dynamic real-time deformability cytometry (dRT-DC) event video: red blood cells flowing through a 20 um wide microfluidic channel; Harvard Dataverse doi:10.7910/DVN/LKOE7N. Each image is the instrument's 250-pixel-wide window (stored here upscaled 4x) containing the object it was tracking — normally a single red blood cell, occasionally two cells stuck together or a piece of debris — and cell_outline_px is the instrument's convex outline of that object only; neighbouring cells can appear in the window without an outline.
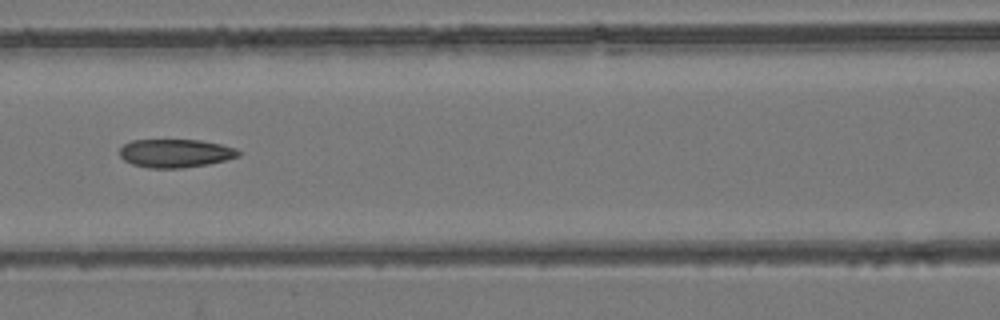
{"species": "common noctule bat (a hibernating species)", "species_latin": "Nyctalus noctula", "temperature_condition": "room temperature", "stored_images_in_passage": 8, "camera_frame_rate_fps": 3000, "um_per_image_px": 0.085, "animal": {"sex": "female", "body_mass_g": 24.6, "forearm_length_mm": 56.2}, "frame": {"image": 1, "passage_image": 8, "time_ms": 8.0, "image_size_px": [1000, 320], "cell_outline_px": [[240, 156], [208, 164], [184, 168], [148, 168], [132, 164], [124, 160], [120, 156], [120, 148], [124, 144], [132, 140], [200, 140], [220, 144], [236, 148], [240, 152]], "centroid_in_image_um": [14.9, 13.03], "position_along_channel_um": 151.7, "area_um2": 19.65}}